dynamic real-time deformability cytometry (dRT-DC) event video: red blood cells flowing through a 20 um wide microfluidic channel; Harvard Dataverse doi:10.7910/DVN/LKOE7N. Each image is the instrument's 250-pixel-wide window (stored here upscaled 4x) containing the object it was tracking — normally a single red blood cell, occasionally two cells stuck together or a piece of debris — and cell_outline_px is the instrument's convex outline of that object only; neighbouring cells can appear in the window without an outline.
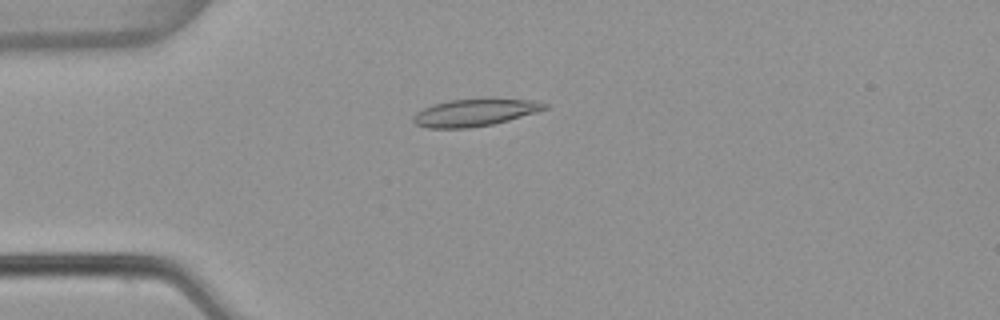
{"species": "common noctule bat (a hibernating species)", "species_latin": "Nyctalus noctula", "temperature_condition": "warm", "stored_images_in_passage": 6, "camera_frame_rate_fps": 3000, "um_per_image_px": 0.085, "animal": {"sex": "female", "body_mass_g": 22.7, "forearm_length_mm": 54.2}, "frame": {"image": 1, "passage_image": 4, "time_ms": 1.0, "image_size_px": [1000, 320], "cell_outline_px": [[548, 108], [536, 112], [508, 120], [492, 124], [468, 128], [428, 128], [416, 124], [412, 120], [412, 116], [416, 112], [432, 104], [448, 100], [488, 96], [536, 100], [548, 104]], "centroid_in_image_um": [40.39, 9.51], "position_along_channel_um": 44.6, "area_um2": 21.68}}
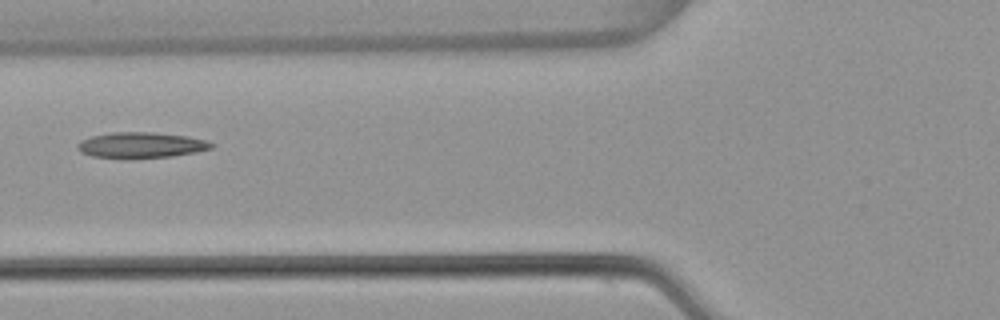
{"frame": {"image": 2, "passage_image": 6, "time_ms": 1.667, "image_size_px": [1000, 320], "cell_outline_px": [[216, 144], [212, 148], [196, 152], [172, 156], [92, 156], [80, 152], [76, 148], [76, 144], [80, 140], [92, 136], [112, 132], [152, 132], [188, 136], [208, 140]], "centroid_in_image_um": [12.03, 12.29], "position_along_channel_um": 113.8, "area_um2": 19.54}}